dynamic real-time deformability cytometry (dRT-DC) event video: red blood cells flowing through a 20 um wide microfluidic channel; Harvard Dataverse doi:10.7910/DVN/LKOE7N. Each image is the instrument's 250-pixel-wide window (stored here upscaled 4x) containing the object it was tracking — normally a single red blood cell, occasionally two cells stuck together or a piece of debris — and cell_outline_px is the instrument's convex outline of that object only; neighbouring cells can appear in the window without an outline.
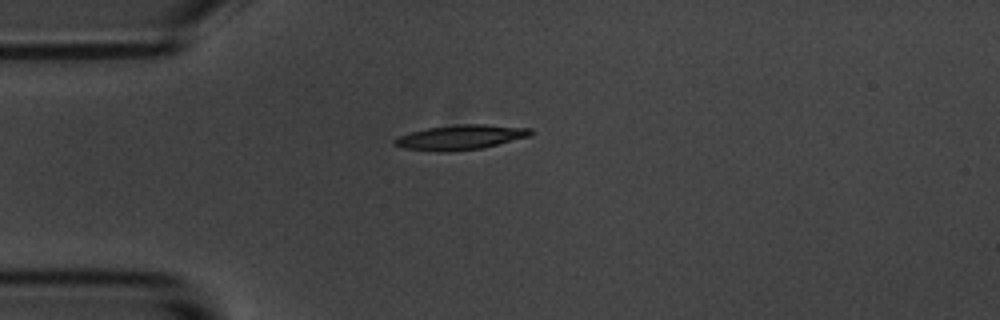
{"species": "common noctule bat (a hibernating species)", "species_latin": "Nyctalus noctula", "temperature_condition": "room temperature", "stored_images_in_passage": 5, "camera_frame_rate_fps": 3000, "um_per_image_px": 0.085, "animal": {"sex": "male", "body_mass_g": 20.1, "forearm_length_mm": 53.5}, "frame": {"image": 1, "passage_image": 1, "time_ms": 0.0, "image_size_px": [1000, 320], "cell_outline_px": [[532, 136], [480, 148], [448, 152], [440, 152], [404, 148], [392, 144], [392, 140], [400, 136], [412, 132], [428, 128], [456, 124], [484, 124], [532, 128]], "centroid_in_image_um": [39.16, 11.67], "position_along_channel_um": 45.8, "area_um2": 19.59}}
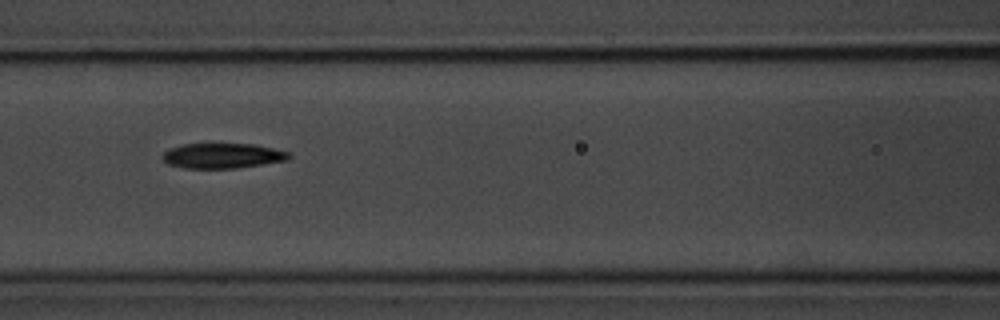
{"frame": {"image": 2, "passage_image": 4, "time_ms": 3.333, "image_size_px": [1000, 320], "cell_outline_px": [[292, 156], [288, 160], [236, 168], [184, 168], [168, 164], [164, 160], [164, 152], [168, 148], [184, 144], [256, 144], [288, 152]], "centroid_in_image_um": [18.92, 13.24], "position_along_channel_um": 147.7, "area_um2": 18.38}}
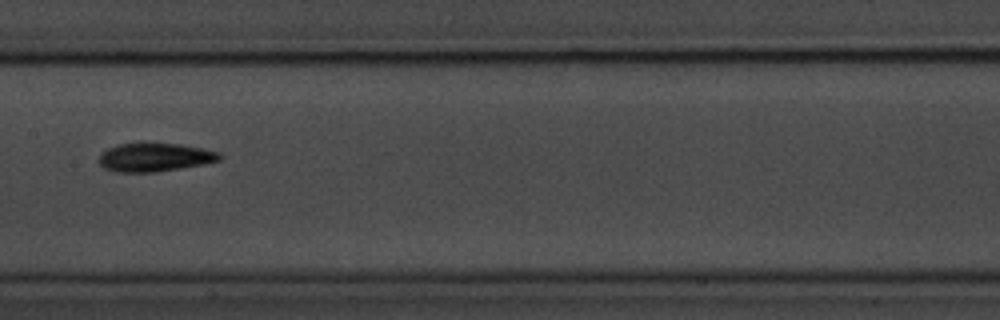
{"frame": {"image": 3, "passage_image": 5, "time_ms": 4.667, "image_size_px": [1000, 320], "cell_outline_px": [[220, 160], [204, 164], [156, 172], [112, 172], [104, 168], [100, 164], [100, 152], [116, 144], [144, 140], [180, 144], [220, 152]], "centroid_in_image_um": [13.09, 13.33], "position_along_channel_um": 194.3, "area_um2": 20.75}}